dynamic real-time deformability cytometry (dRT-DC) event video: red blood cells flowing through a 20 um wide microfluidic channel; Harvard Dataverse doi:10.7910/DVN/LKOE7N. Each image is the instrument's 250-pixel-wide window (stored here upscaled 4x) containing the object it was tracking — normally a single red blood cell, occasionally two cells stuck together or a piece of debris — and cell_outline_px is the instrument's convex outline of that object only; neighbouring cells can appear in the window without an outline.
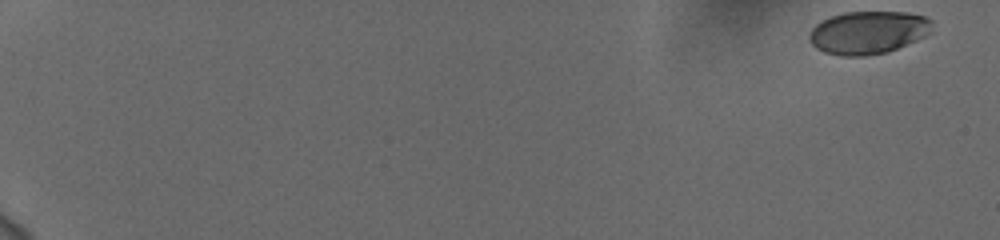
{"species": "human", "species_latin": "Homo sapiens", "temperature_condition": "cold", "stored_images_in_passage": 57, "camera_frame_rate_fps": 3000, "um_per_image_px": 0.085, "donor": {"sex": "female"}, "frame": {"image": 1, "passage_image": 1, "time_ms": 0.0, "image_size_px": [1000, 240], "cell_outline_px": [[932, 32], [916, 40], [888, 52], [864, 56], [840, 56], [824, 52], [816, 48], [812, 44], [808, 36], [812, 28], [816, 24], [832, 16], [844, 12], [904, 12], [924, 16], [932, 20]], "centroid_in_image_um": [73.8, 2.77], "position_along_channel_um": 11.2, "area_um2": 30.69}}
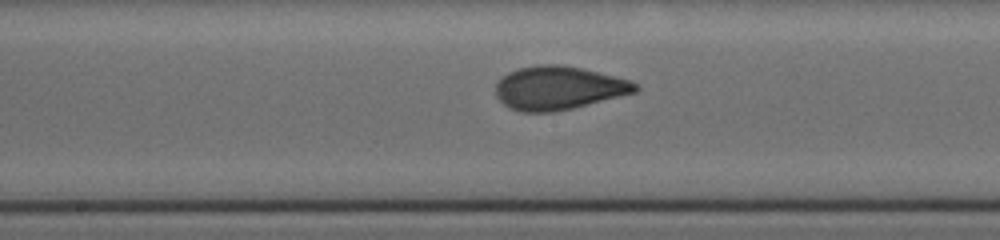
{"frame": {"image": 2, "passage_image": 33, "time_ms": 10.667, "image_size_px": [1000, 240], "cell_outline_px": [[640, 88], [636, 92], [572, 108], [552, 112], [520, 112], [508, 108], [496, 96], [496, 84], [508, 72], [520, 68], [536, 64], [560, 64], [580, 68], [632, 80], [640, 84]], "centroid_in_image_um": [47.49, 7.47], "position_along_channel_um": 200.7, "area_um2": 35.37}}
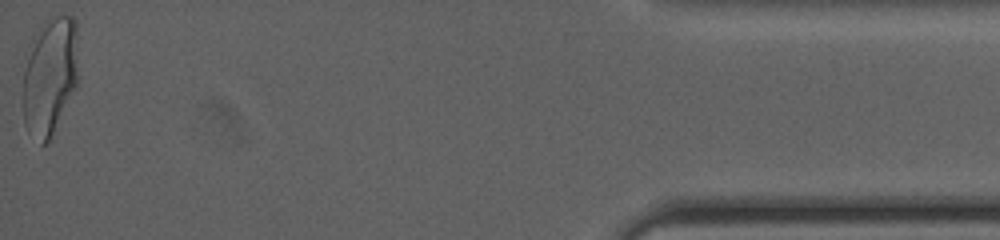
{"frame": {"image": 3, "passage_image": 57, "time_ms": 18.667, "image_size_px": [1000, 240], "cell_outline_px": [[80, 76], [48, 140], [44, 144], [40, 144], [28, 132], [24, 124], [24, 52], [44, 20], [48, 16], [72, 16], [76, 20]], "centroid_in_image_um": [4.24, 6.34], "position_along_channel_um": 431.0, "area_um2": 38.49}, "authors_computed_cell_mechanics": {"area_um2": 34.1598, "velocity_mm_per_s": 3.7556, "shape_relaxation_time_tau1_ms": 4.879, "shape_relaxation_time_tau2_ms": 0.6615, "deformation_change_tau1": 0.1887, "deformation_change_tau2": 0.0622}}